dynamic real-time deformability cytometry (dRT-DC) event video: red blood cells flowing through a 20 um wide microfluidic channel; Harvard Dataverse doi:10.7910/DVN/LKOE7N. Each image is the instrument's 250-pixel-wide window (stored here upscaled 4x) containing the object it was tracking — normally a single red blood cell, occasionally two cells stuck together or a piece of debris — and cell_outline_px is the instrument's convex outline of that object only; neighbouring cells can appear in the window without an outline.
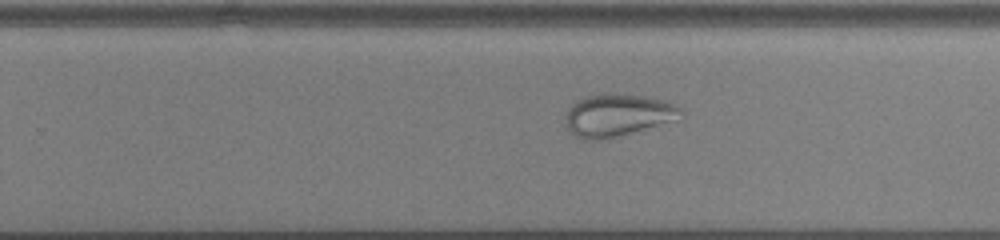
{"species": "common noctule bat (a hibernating species)", "species_latin": "Nyctalus noctula", "temperature_condition": "cold", "stored_images_in_passage": 57, "camera_frame_rate_fps": 3000, "um_per_image_px": 0.085, "animal": {"sex": "male", "body_mass_g": 13.0, "forearm_length_mm": 53.1}, "frame": {"image": 1, "passage_image": 38, "time_ms": 12.333, "image_size_px": [1000, 240], "cell_outline_px": [[684, 116], [620, 136], [600, 140], [584, 140], [572, 136], [568, 132], [564, 116], [568, 108], [572, 104], [584, 96], [608, 92], [644, 96], [664, 100], [680, 108], [684, 112]], "centroid_in_image_um": [52.41, 9.79], "position_along_channel_um": 277.4, "area_um2": 28.73}}
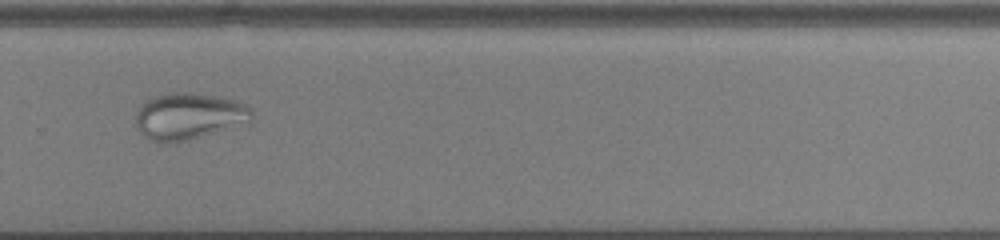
{"frame": {"image": 2, "passage_image": 41, "time_ms": 13.333, "image_size_px": [1000, 240], "cell_outline_px": [[252, 124], [188, 140], [160, 144], [144, 136], [140, 132], [136, 124], [136, 112], [140, 104], [144, 100], [152, 96], [168, 92], [192, 92], [220, 96], [236, 100], [252, 108]], "centroid_in_image_um": [16.09, 9.87], "position_along_channel_um": 313.7, "area_um2": 32.6}}
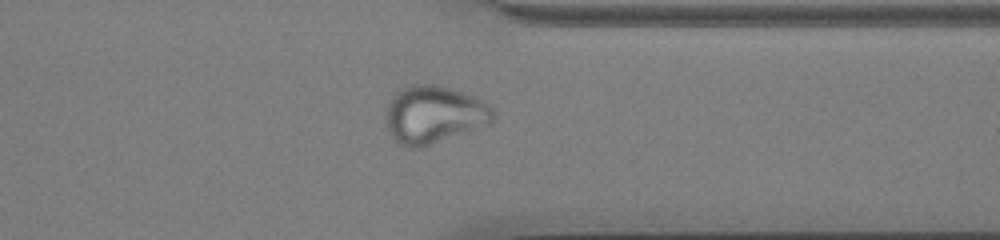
{"frame": {"image": 3, "passage_image": 46, "time_ms": 15.0, "image_size_px": [1000, 240], "cell_outline_px": [[496, 116], [492, 124], [420, 148], [408, 148], [400, 144], [388, 132], [384, 112], [392, 96], [396, 92], [412, 84], [432, 84], [452, 88], [476, 96], [488, 104], [492, 108]], "centroid_in_image_um": [36.91, 9.74], "position_along_channel_um": 374.5, "area_um2": 36.59}}